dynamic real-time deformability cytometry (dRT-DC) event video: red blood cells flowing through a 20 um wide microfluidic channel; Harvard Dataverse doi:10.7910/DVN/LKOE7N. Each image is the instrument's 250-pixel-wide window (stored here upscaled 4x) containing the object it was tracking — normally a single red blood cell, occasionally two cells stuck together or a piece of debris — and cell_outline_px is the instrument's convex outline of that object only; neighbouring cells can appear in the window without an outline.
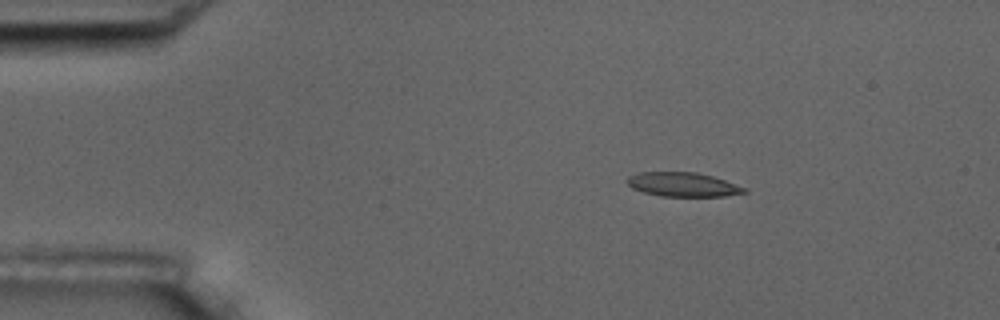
{"species": "common noctule bat (a hibernating species)", "species_latin": "Nyctalus noctula", "temperature_condition": "room temperature", "stored_images_in_passage": 4, "camera_frame_rate_fps": 3000, "um_per_image_px": 0.085, "animal": {"sex": "male", "body_mass_g": 17.5, "forearm_length_mm": 52.3}, "frame": {"image": 1, "passage_image": 2, "time_ms": 1.0, "image_size_px": [1000, 320], "cell_outline_px": [[748, 192], [724, 196], [660, 196], [644, 192], [632, 188], [628, 184], [628, 176], [640, 172], [696, 172], [712, 176], [748, 188]], "centroid_in_image_um": [58.07, 15.68], "position_along_channel_um": 26.9, "area_um2": 16.42}}